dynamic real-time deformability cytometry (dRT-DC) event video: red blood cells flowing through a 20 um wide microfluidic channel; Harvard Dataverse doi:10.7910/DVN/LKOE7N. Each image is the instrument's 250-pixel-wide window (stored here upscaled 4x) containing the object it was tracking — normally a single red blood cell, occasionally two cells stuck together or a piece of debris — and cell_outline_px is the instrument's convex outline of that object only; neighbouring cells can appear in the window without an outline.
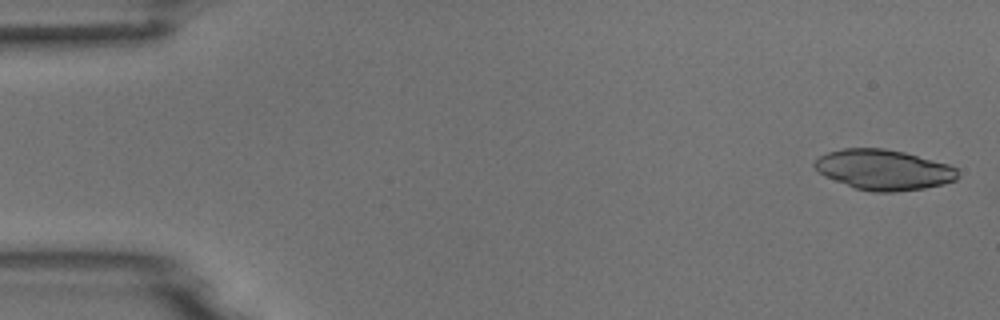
{"species": "common noctule bat (a hibernating species)", "species_latin": "Nyctalus noctula", "temperature_condition": "room temperature", "stored_images_in_passage": 4, "camera_frame_rate_fps": 3000, "um_per_image_px": 0.085, "animal": {"sex": "male", "body_mass_g": 18.8}, "frame": {"image": 1, "passage_image": 1, "time_ms": 0.0, "image_size_px": [1000, 320], "cell_outline_px": [[960, 176], [956, 180], [944, 184], [924, 188], [896, 192], [872, 192], [856, 188], [824, 176], [812, 164], [820, 156], [828, 152], [844, 148], [884, 148], [904, 152], [948, 164], [956, 168]], "centroid_in_image_um": [75.13, 14.43], "position_along_channel_um": 9.9, "area_um2": 33.58}}